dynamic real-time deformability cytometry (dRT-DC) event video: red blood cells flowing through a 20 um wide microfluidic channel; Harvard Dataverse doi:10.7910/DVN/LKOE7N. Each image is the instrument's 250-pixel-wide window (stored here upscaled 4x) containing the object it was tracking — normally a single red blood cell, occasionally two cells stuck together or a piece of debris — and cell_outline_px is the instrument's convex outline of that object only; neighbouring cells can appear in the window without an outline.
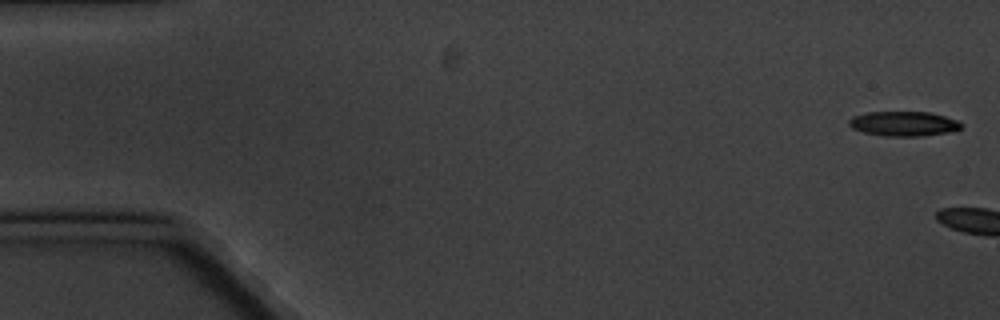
{"species": "common noctule bat (a hibernating species)", "species_latin": "Nyctalus noctula", "temperature_condition": "cold", "stored_images_in_passage": 3, "camera_frame_rate_fps": 3000, "um_per_image_px": 0.085, "animal": {"sex": "male", "body_mass_g": 20.1, "forearm_length_mm": 53.5}, "frame": {"image": 1, "passage_image": 1, "time_ms": 0.0, "image_size_px": [1000, 320], "cell_outline_px": [[964, 124], [960, 128], [948, 132], [924, 136], [884, 136], [864, 132], [852, 128], [848, 124], [848, 120], [852, 116], [868, 112], [928, 112], [960, 120]], "centroid_in_image_um": [76.82, 10.51], "position_along_channel_um": 8.2, "area_um2": 16.24}}